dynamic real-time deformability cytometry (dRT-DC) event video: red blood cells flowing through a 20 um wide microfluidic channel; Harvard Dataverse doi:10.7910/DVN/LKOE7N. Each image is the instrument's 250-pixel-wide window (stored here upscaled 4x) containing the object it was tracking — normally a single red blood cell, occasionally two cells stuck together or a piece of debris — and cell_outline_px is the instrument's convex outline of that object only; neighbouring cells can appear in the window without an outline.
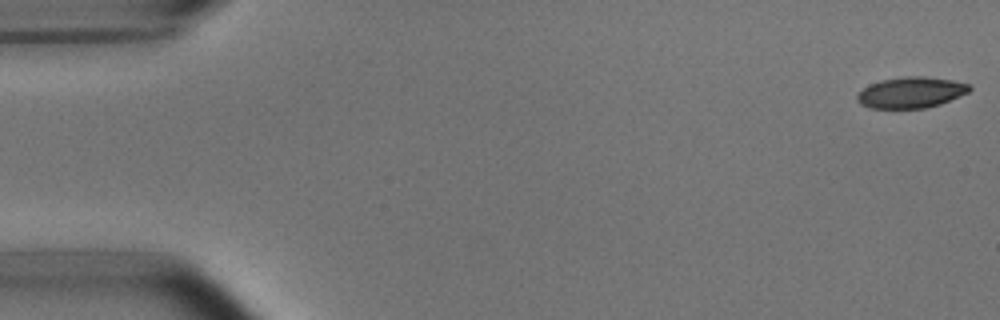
{"species": "common noctule bat (a hibernating species)", "species_latin": "Nyctalus noctula", "temperature_condition": "room temperature", "stored_images_in_passage": 53, "camera_frame_rate_fps": 3000, "um_per_image_px": 0.085, "animal": {"sex": "male", "body_mass_g": 15.6}, "frame": {"image": 1, "passage_image": 1, "time_ms": 0.0, "image_size_px": [1000, 320], "cell_outline_px": [[972, 88], [968, 92], [940, 104], [924, 108], [868, 108], [860, 104], [856, 100], [856, 96], [864, 88], [880, 80], [904, 76], [924, 76], [952, 80], [968, 84]], "centroid_in_image_um": [77.41, 7.86], "position_along_channel_um": 7.6, "area_um2": 20.17}}
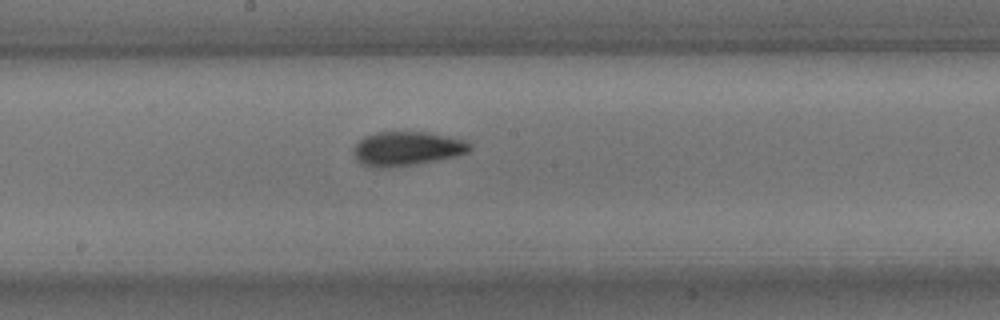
{"frame": {"image": 2, "passage_image": 28, "time_ms": 9.0, "image_size_px": [1000, 320], "cell_outline_px": [[472, 148], [468, 152], [456, 156], [416, 164], [388, 168], [376, 168], [360, 164], [356, 160], [352, 148], [364, 136], [376, 132], [428, 132], [448, 136], [464, 140], [472, 144]], "centroid_in_image_um": [34.56, 12.64], "position_along_channel_um": 213.6, "area_um2": 23.35}}
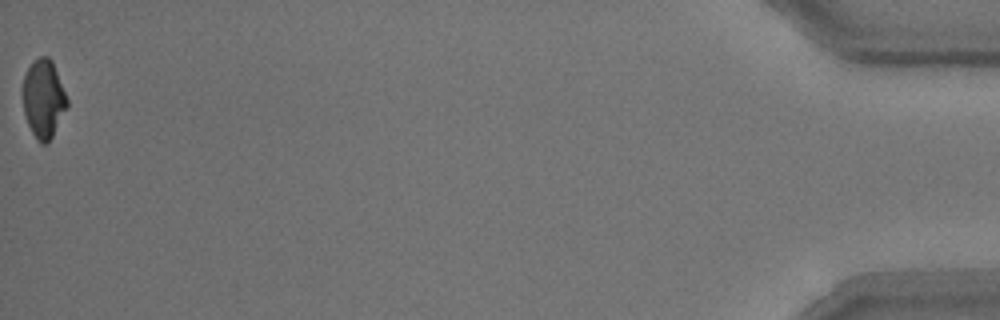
{"frame": {"image": 3, "passage_image": 53, "time_ms": 17.333, "image_size_px": [1000, 320], "cell_outline_px": [[68, 104], [48, 144], [40, 144], [36, 140], [28, 124], [24, 112], [20, 96], [20, 88], [24, 76], [28, 68], [40, 56], [48, 56], [52, 60], [68, 100]], "centroid_in_image_um": [3.65, 8.4], "position_along_channel_um": 431.5, "area_um2": 20.4}, "authors_computed_cell_mechanics": {"area_um2": 21.9062, "velocity_mm_per_s": 3.7654, "shape_relaxation_time_tau1_ms": 3.4053, "shape_relaxation_time_tau2_ms": 2.5334, "deformation_change_tau1": 0.1366, "deformation_change_tau2": 0.0896}}